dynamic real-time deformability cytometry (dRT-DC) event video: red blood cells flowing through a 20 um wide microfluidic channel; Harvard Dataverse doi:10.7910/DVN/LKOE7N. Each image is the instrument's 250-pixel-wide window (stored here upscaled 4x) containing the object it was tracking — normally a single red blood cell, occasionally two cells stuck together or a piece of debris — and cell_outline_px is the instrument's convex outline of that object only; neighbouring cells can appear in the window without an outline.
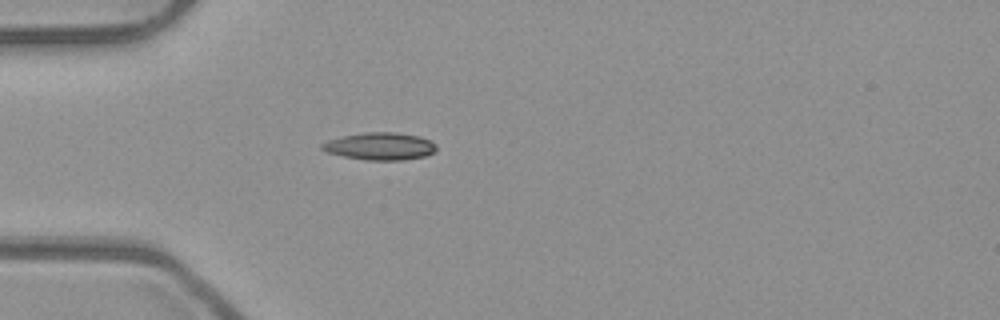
{"species": "common noctule bat (a hibernating species)", "species_latin": "Nyctalus noctula", "temperature_condition": "room temperature", "stored_images_in_passage": 38, "camera_frame_rate_fps": 3000, "um_per_image_px": 0.085, "animal": {"sex": "male", "body_mass_g": 23.1, "forearm_length_mm": 52.7}, "frame": {"image": 1, "passage_image": 1, "time_ms": 0.0, "image_size_px": [1000, 320], "cell_outline_px": [[436, 152], [424, 156], [404, 160], [364, 160], [344, 156], [328, 152], [320, 148], [320, 144], [328, 140], [344, 136], [364, 132], [396, 132], [420, 136], [432, 140], [436, 144]], "centroid_in_image_um": [32.34, 12.43], "position_along_channel_um": 52.7, "area_um2": 18.38}}
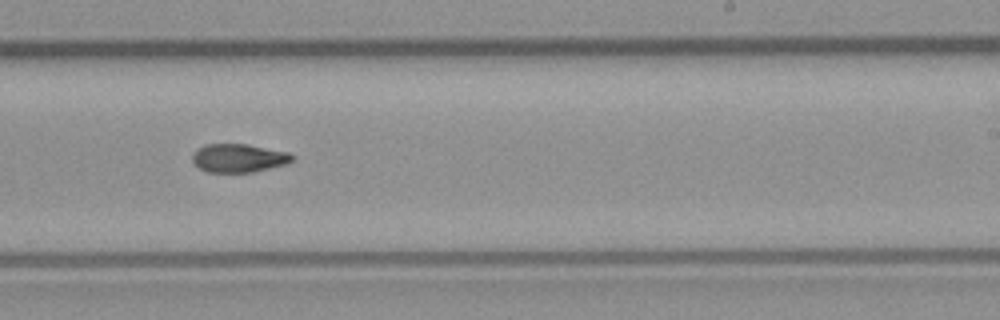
{"frame": {"image": 2, "passage_image": 18, "time_ms": 5.667, "image_size_px": [1000, 320], "cell_outline_px": [[292, 160], [288, 164], [252, 172], [208, 172], [200, 168], [192, 160], [192, 152], [204, 144], [248, 144], [288, 152], [292, 156]], "centroid_in_image_um": [20.27, 13.43], "position_along_channel_um": 268.7, "area_um2": 16.53}}
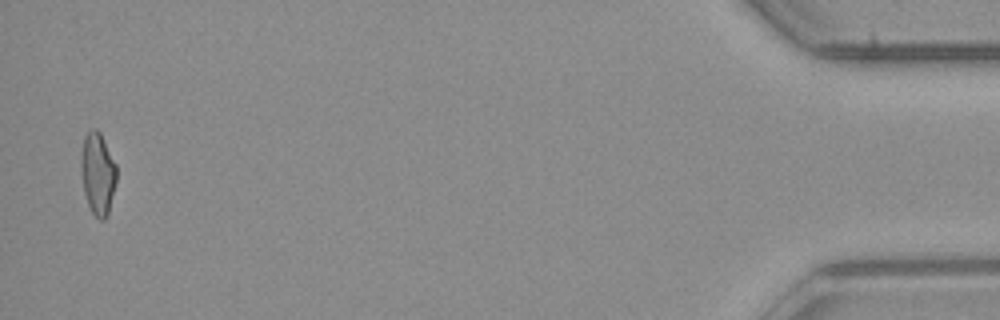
{"frame": {"image": 3, "passage_image": 37, "time_ms": 12.0, "image_size_px": [1000, 320], "cell_outline_px": [[116, 180], [108, 216], [104, 220], [100, 220], [92, 212], [88, 204], [84, 192], [80, 172], [80, 156], [84, 136], [92, 128], [96, 128], [100, 132], [116, 164]], "centroid_in_image_um": [8.29, 14.74], "position_along_channel_um": 426.9, "area_um2": 17.17}, "authors_computed_cell_mechanics": {"area_um2": 16.9354, "velocity_mm_per_s": 3.9678, "shape_relaxation_time_tau1_ms": null, "shape_relaxation_time_tau2_ms": 5.2733, "deformation_change_tau1": null, "deformation_change_tau2": 0.1221}}